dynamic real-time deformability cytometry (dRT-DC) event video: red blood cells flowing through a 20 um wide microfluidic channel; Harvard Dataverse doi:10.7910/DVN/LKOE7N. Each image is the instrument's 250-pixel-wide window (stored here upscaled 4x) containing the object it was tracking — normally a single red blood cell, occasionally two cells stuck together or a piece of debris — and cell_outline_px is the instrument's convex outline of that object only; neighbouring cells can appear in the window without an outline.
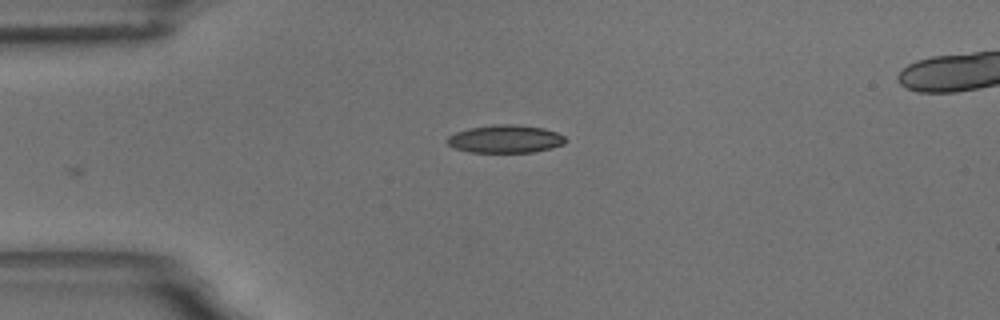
{"species": "common noctule bat (a hibernating species)", "species_latin": "Nyctalus noctula", "temperature_condition": "room temperature", "stored_images_in_passage": 3, "camera_frame_rate_fps": 3000, "um_per_image_px": 0.085, "animal": {"sex": "male", "body_mass_g": 18.8}, "frame": {"image": 1, "passage_image": 1, "time_ms": 0.0, "image_size_px": [1000, 320], "cell_outline_px": [[568, 140], [564, 144], [552, 148], [532, 152], [472, 152], [456, 148], [448, 144], [448, 136], [456, 132], [468, 128], [492, 124], [516, 124], [544, 128], [556, 132], [564, 136]], "centroid_in_image_um": [42.99, 11.8], "position_along_channel_um": 42.0, "area_um2": 19.25}}